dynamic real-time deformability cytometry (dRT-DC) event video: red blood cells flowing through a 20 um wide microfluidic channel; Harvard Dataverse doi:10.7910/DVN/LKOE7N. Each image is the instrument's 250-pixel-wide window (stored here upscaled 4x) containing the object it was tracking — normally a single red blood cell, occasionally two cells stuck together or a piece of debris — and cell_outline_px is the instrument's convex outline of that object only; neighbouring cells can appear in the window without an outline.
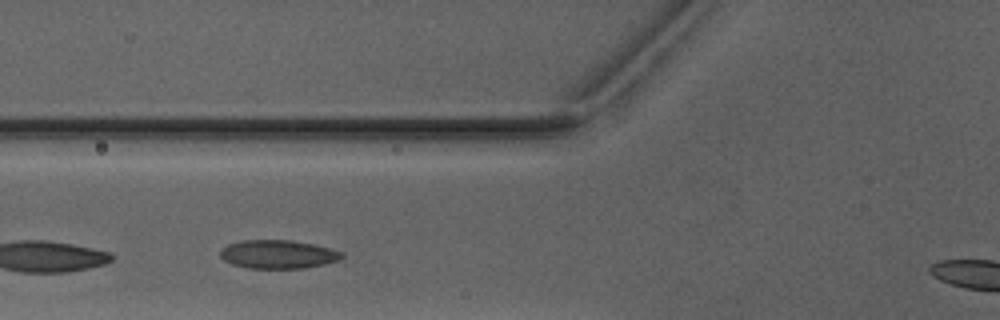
{"species": "Egyptian fruit bat (a non-hibernating species)", "species_latin": "Rousettus aegyptiacus", "temperature_condition": "warm", "stored_images_in_passage": 2, "camera_frame_rate_fps": 3000, "um_per_image_px": 0.085, "animal": {"sex": "male"}, "frame": {"image": 1, "passage_image": 2, "time_ms": 1.333, "image_size_px": [1000, 320], "cell_outline_px": [[344, 256], [340, 260], [324, 264], [304, 268], [248, 268], [232, 264], [224, 260], [220, 256], [220, 252], [228, 244], [240, 240], [292, 240], [312, 244], [344, 252]], "centroid_in_image_um": [23.64, 21.61], "position_along_channel_um": 102.2, "area_um2": 20.17}}